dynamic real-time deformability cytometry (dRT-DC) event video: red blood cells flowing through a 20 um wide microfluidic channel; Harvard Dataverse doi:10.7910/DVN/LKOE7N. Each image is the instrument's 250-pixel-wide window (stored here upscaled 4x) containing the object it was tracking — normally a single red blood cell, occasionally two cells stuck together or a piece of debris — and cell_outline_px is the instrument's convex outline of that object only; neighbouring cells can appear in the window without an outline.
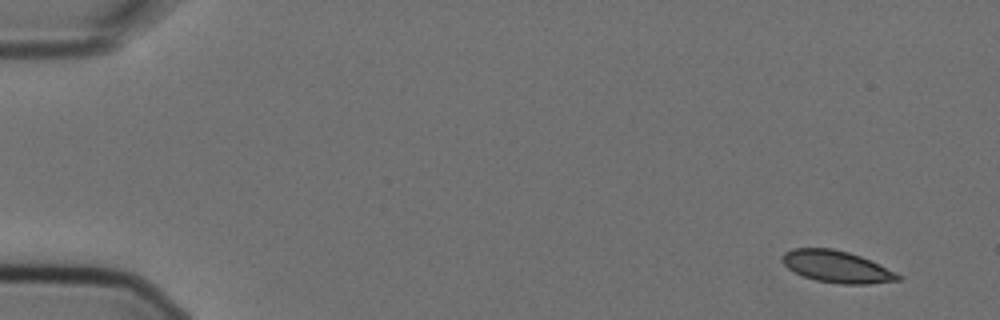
{"species": "Egyptian fruit bat (a non-hibernating species)", "species_latin": "Rousettus aegyptiacus", "temperature_condition": "cold", "stored_images_in_passage": 6, "segment_of_instrument_passage": [2, 2], "camera_frame_rate_fps": 3000, "um_per_image_px": 0.085, "animal": {"sex": "female"}, "frame": {"image": 1, "passage_image": 6, "time_ms": 1.667, "image_size_px": [1000, 320], "cell_outline_px": [[900, 280], [868, 284], [840, 284], [816, 280], [804, 276], [788, 268], [784, 264], [784, 252], [792, 248], [832, 248], [848, 252], [860, 256], [896, 272], [900, 276]], "centroid_in_image_um": [71.13, 22.67], "position_along_channel_um": 13.9, "area_um2": 21.15}}